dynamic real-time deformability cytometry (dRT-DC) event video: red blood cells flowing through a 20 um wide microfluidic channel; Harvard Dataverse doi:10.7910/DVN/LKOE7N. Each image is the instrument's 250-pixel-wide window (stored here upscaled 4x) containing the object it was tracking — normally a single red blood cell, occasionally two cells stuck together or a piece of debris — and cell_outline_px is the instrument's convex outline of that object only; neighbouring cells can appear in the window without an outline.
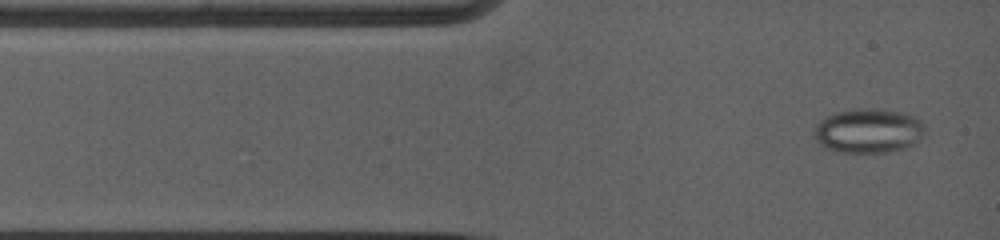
{"species": "common noctule bat (a hibernating species)", "species_latin": "Nyctalus noctula", "temperature_condition": "warm", "stored_images_in_passage": 52, "camera_frame_rate_fps": 5000, "um_per_image_px": 0.085, "animal": {"sex": "female", "body_mass_g": 19.0, "forearm_length_mm": 53.3}, "frame": {"image": 1, "passage_image": 1, "time_ms": 0.0, "image_size_px": [1000, 240], "cell_outline_px": [[924, 136], [916, 144], [904, 148], [888, 152], [832, 152], [824, 148], [816, 140], [816, 128], [820, 120], [836, 112], [868, 108], [908, 112], [920, 120], [924, 124]], "centroid_in_image_um": [73.87, 11.13], "position_along_channel_um": 11.1, "area_um2": 28.78}}
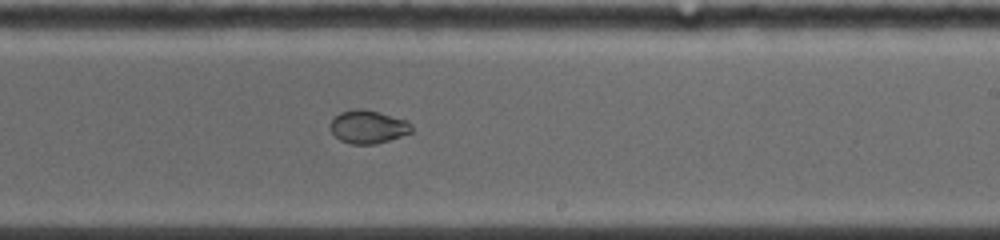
{"frame": {"image": 2, "passage_image": 23, "time_ms": 7.2, "image_size_px": [1000, 240], "cell_outline_px": [[412, 132], [376, 144], [352, 144], [340, 140], [332, 132], [332, 120], [340, 112], [356, 108], [360, 108], [380, 112], [404, 120], [412, 124]], "centroid_in_image_um": [31.3, 10.77], "position_along_channel_um": 257.7, "area_um2": 15.43}}
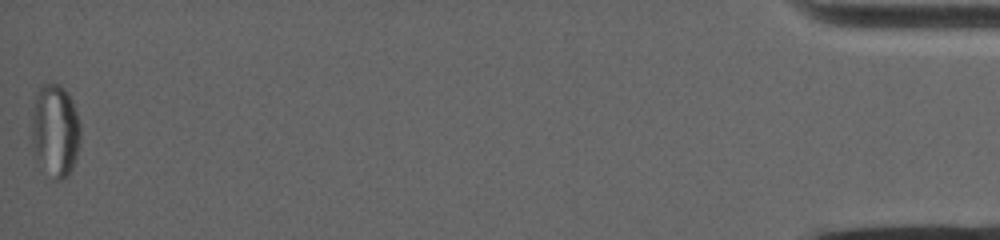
{"frame": {"image": 3, "passage_image": 52, "time_ms": 15.6, "image_size_px": [1000, 240], "cell_outline_px": [[80, 144], [72, 168], [68, 176], [60, 180], [52, 180], [36, 160], [32, 140], [32, 116], [36, 96], [40, 84], [60, 84], [64, 88], [72, 100], [80, 124]], "centroid_in_image_um": [4.69, 11.13], "position_along_channel_um": 430.5, "area_um2": 26.47}, "authors_computed_cell_mechanics": {"area_um2": 19.941, "velocity_mm_per_s": 3.9126, "shape_relaxation_time_tau1_ms": null, "shape_relaxation_time_tau2_ms": 1.2478, "deformation_change_tau1": null, "deformation_change_tau2": 0.0381}}